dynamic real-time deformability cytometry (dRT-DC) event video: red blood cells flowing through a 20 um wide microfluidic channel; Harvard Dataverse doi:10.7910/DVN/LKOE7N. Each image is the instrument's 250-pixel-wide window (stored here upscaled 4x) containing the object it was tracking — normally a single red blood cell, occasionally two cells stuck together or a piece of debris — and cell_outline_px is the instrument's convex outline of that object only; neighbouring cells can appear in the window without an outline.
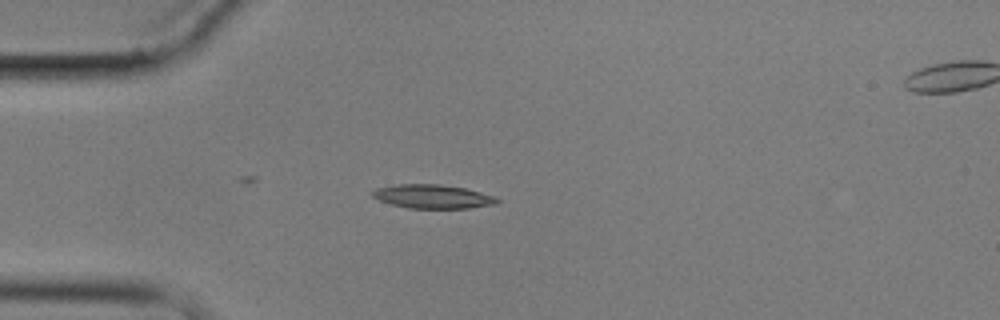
{"species": "common noctule bat (a hibernating species)", "species_latin": "Nyctalus noctula", "temperature_condition": "cold", "stored_images_in_passage": 5, "camera_frame_rate_fps": 3000, "um_per_image_px": 0.085, "animal": {"sex": "male", "body_mass_g": 17.9}, "frame": {"image": 1, "passage_image": 3, "time_ms": 2.667, "image_size_px": [1000, 320], "cell_outline_px": [[500, 200], [496, 204], [468, 208], [408, 208], [392, 204], [380, 200], [372, 196], [372, 192], [376, 188], [396, 184], [440, 184], [464, 188], [480, 192], [492, 196]], "centroid_in_image_um": [36.76, 16.7], "position_along_channel_um": 48.2, "area_um2": 17.11}}
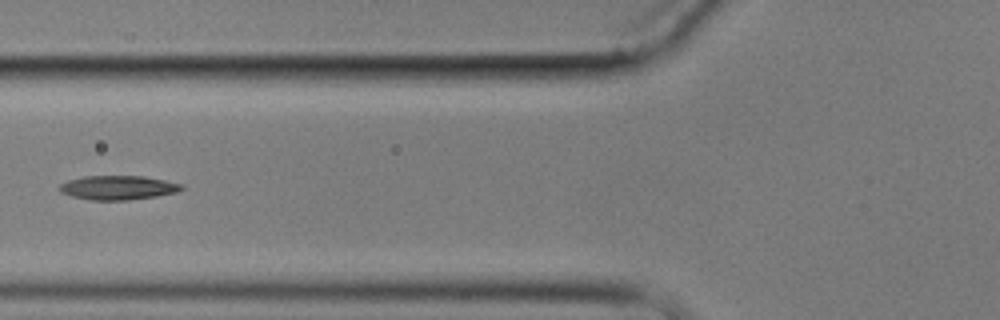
{"frame": {"image": 2, "passage_image": 5, "time_ms": 5.0, "image_size_px": [1000, 320], "cell_outline_px": [[184, 188], [176, 192], [156, 196], [128, 200], [92, 200], [72, 196], [60, 192], [56, 188], [60, 184], [68, 180], [84, 176], [144, 176], [184, 184]], "centroid_in_image_um": [10.01, 15.94], "position_along_channel_um": 115.8, "area_um2": 17.22}}